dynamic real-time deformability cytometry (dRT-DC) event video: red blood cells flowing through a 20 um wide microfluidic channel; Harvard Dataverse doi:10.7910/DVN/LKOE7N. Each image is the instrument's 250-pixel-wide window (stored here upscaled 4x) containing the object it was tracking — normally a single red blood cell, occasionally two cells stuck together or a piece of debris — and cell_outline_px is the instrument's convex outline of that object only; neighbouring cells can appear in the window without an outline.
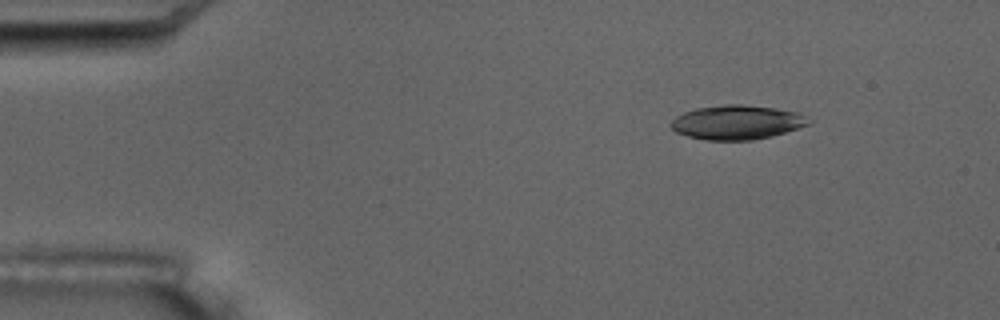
{"species": "common noctule bat (a hibernating species)", "species_latin": "Nyctalus noctula", "temperature_condition": "room temperature", "stored_images_in_passage": 10, "camera_frame_rate_fps": 3000, "um_per_image_px": 0.085, "animal": {"sex": "male", "body_mass_g": 17.5, "forearm_length_mm": 52.3}, "frame": {"image": 1, "passage_image": 2, "time_ms": 1.0, "image_size_px": [1000, 320], "cell_outline_px": [[812, 120], [808, 124], [772, 136], [752, 140], [704, 140], [688, 136], [676, 132], [668, 124], [676, 116], [684, 112], [696, 108], [724, 104], [740, 104], [776, 108], [796, 112]], "centroid_in_image_um": [62.59, 10.39], "position_along_channel_um": 22.4, "area_um2": 27.4}}